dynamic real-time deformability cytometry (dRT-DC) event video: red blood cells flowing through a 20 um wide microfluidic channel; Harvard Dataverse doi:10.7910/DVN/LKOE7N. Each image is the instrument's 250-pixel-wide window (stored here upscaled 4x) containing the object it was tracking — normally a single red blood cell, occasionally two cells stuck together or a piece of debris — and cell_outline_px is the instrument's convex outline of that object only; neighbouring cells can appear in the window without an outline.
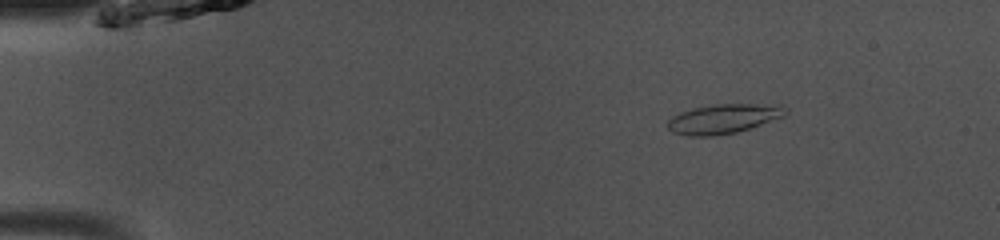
{"species": "common noctule bat (a hibernating species)", "species_latin": "Nyctalus noctula", "temperature_condition": "room temperature", "stored_images_in_passage": 49, "camera_frame_rate_fps": 3000, "um_per_image_px": 0.085, "animal": {"sex": "male", "body_mass_g": 13.0, "forearm_length_mm": 53.1}, "frame": {"image": 1, "passage_image": 8, "time_ms": 2.333, "image_size_px": [1000, 240], "cell_outline_px": [[788, 112], [784, 116], [736, 132], [712, 136], [688, 136], [672, 132], [668, 128], [668, 120], [672, 116], [680, 112], [692, 108], [716, 104], [784, 104], [788, 108]], "centroid_in_image_um": [61.51, 10.08], "position_along_channel_um": 23.5, "area_um2": 20.29}}
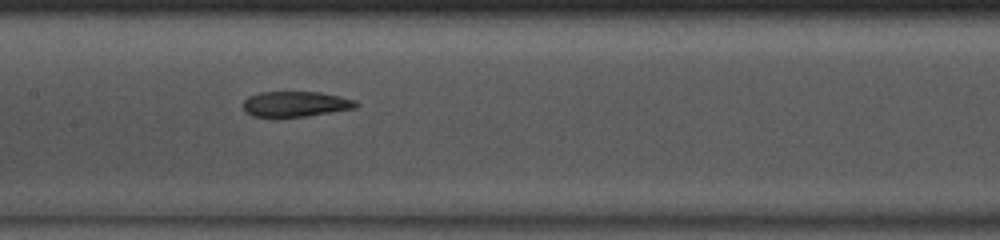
{"frame": {"image": 2, "passage_image": 25, "time_ms": 8.0, "image_size_px": [1000, 240], "cell_outline_px": [[360, 104], [356, 108], [304, 116], [276, 120], [252, 116], [244, 108], [244, 100], [248, 96], [260, 92], [320, 92], [340, 96], [356, 100]], "centroid_in_image_um": [25.1, 8.87], "position_along_channel_um": 182.3, "area_um2": 17.22}}
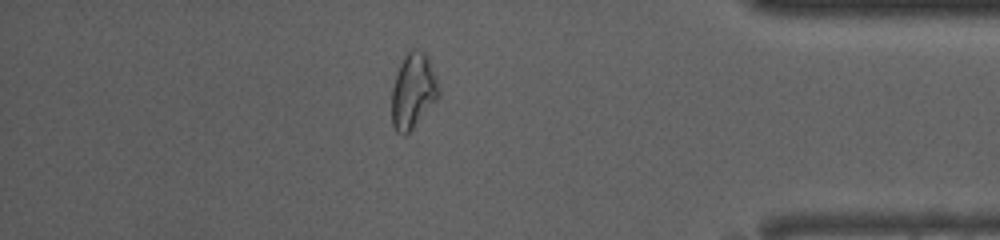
{"frame": {"image": 3, "passage_image": 43, "time_ms": 14.0, "image_size_px": [1000, 240], "cell_outline_px": [[440, 96], [412, 128], [404, 136], [396, 132], [392, 124], [392, 88], [396, 72], [408, 48], [416, 48], [424, 52], [428, 56], [436, 76], [440, 88]], "centroid_in_image_um": [35.12, 7.68], "position_along_channel_um": 400.1, "area_um2": 20.81}, "authors_computed_cell_mechanics": {"area_um2": 19.0162, "velocity_mm_per_s": 4.0978, "shape_relaxation_time_tau1_ms": null, "shape_relaxation_time_tau2_ms": 2.8579, "deformation_change_tau1": null, "deformation_change_tau2": 0.0449}}